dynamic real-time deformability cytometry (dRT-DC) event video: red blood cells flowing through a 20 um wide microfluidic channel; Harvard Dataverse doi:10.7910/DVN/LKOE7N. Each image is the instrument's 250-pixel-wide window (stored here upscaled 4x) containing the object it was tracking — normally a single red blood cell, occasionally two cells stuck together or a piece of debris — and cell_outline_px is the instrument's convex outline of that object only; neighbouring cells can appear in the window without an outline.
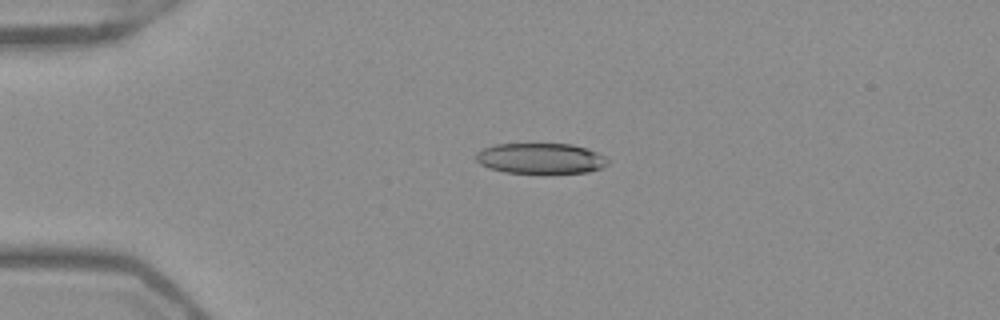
{"species": "Egyptian fruit bat (a non-hibernating species)", "species_latin": "Rousettus aegyptiacus", "temperature_condition": "warm", "stored_images_in_passage": 52, "camera_frame_rate_fps": 3000, "um_per_image_px": 0.085, "frame": {"image": 1, "passage_image": 13, "time_ms": 4.0, "image_size_px": [1000, 320], "cell_outline_px": [[608, 164], [600, 168], [588, 172], [504, 172], [488, 168], [480, 164], [476, 160], [476, 152], [484, 148], [496, 144], [572, 144], [596, 152], [604, 156], [608, 160]], "centroid_in_image_um": [45.92, 13.45], "position_along_channel_um": 39.1, "area_um2": 23.12}}
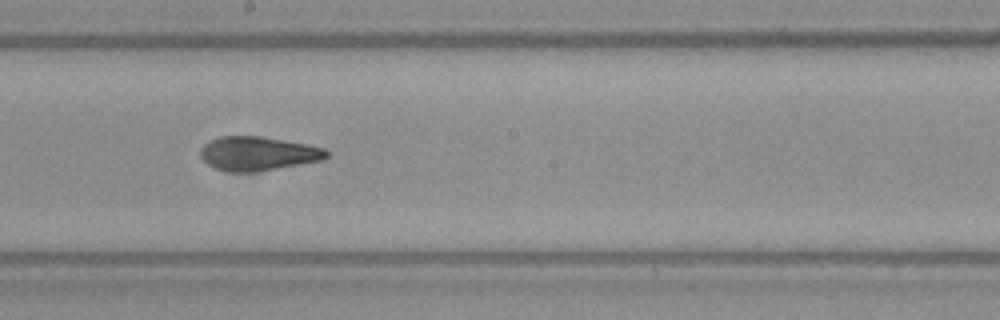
{"frame": {"image": 2, "passage_image": 30, "time_ms": 9.667, "image_size_px": [1000, 320], "cell_outline_px": [[328, 156], [324, 160], [256, 172], [228, 172], [216, 168], [208, 164], [200, 156], [200, 148], [208, 140], [220, 136], [260, 136], [308, 144], [324, 148], [328, 152]], "centroid_in_image_um": [21.92, 13.05], "position_along_channel_um": 226.3, "area_um2": 25.14}}
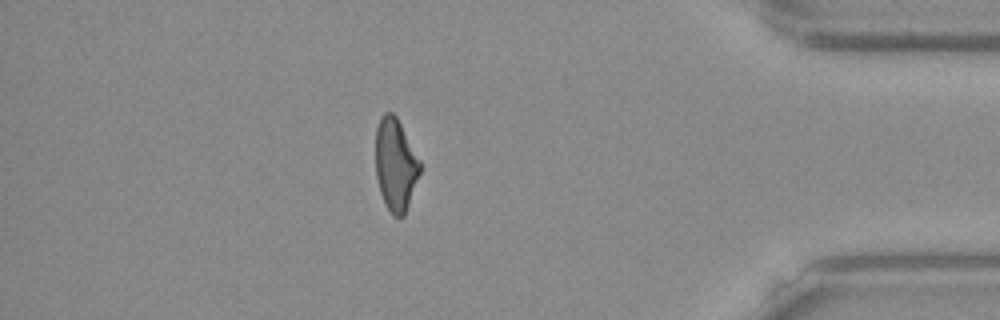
{"frame": {"image": 3, "passage_image": 46, "time_ms": 15.0, "image_size_px": [1000, 320], "cell_outline_px": [[420, 172], [404, 216], [392, 216], [380, 192], [376, 176], [376, 128], [380, 116], [384, 112], [392, 112], [396, 116], [420, 160]], "centroid_in_image_um": [33.61, 13.97], "position_along_channel_um": 401.6, "area_um2": 23.64}, "authors_computed_cell_mechanics": {"area_um2": 24.7673, "velocity_mm_per_s": 3.9571, "shape_relaxation_time_tau1_ms": null, "shape_relaxation_time_tau2_ms": 2.7454, "deformation_change_tau1": null, "deformation_change_tau2": 0.1188}}